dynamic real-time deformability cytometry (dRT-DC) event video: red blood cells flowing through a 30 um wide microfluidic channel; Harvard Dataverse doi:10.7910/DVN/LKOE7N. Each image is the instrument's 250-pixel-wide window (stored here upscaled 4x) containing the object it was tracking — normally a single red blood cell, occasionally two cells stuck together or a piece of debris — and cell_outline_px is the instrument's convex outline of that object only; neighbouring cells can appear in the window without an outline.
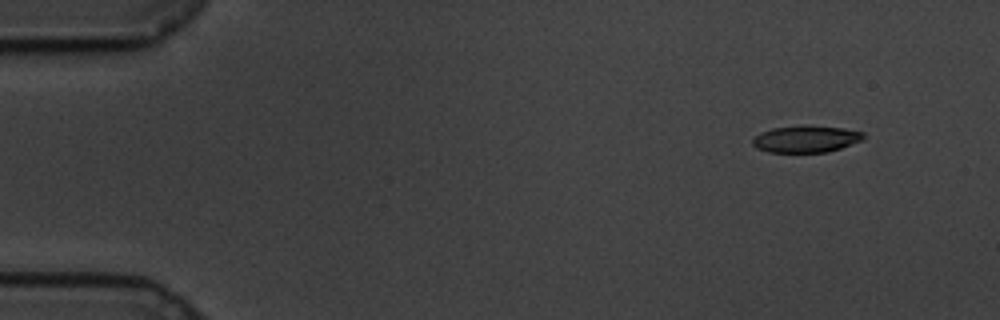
{"species": "common noctule bat (a hibernating species)", "species_latin": "Nyctalus noctula", "temperature_condition": "cold", "stored_images_in_passage": 55, "camera_frame_rate_fps": 3000, "um_per_image_px": 0.085, "animal": {"sex": "male", "body_mass_g": 19.5, "forearm_length_mm": 54.6}, "frame": {"image": 1, "passage_image": 1, "time_ms": 0.0, "image_size_px": [1000, 320], "cell_outline_px": [[864, 140], [828, 152], [768, 152], [756, 148], [752, 144], [752, 140], [760, 132], [772, 128], [804, 124], [844, 128], [864, 132]], "centroid_in_image_um": [68.51, 11.8], "position_along_channel_um": 16.5, "area_um2": 17.63}}
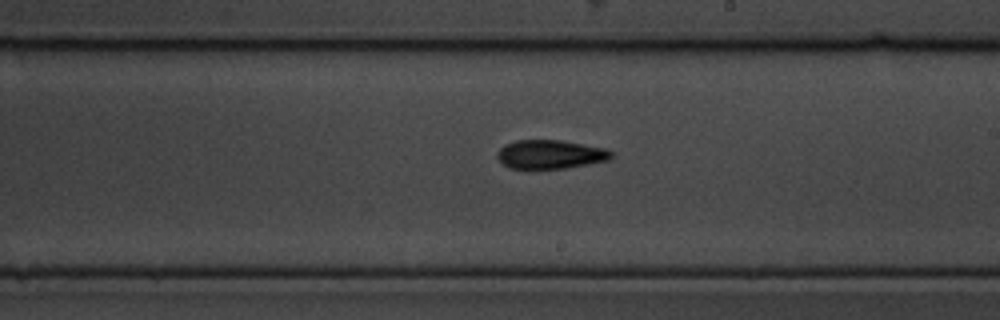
{"frame": {"image": 2, "passage_image": 30, "time_ms": 9.667, "image_size_px": [1000, 320], "cell_outline_px": [[612, 156], [608, 160], [564, 168], [508, 168], [496, 156], [496, 152], [504, 144], [516, 140], [560, 140], [604, 148], [612, 152]], "centroid_in_image_um": [46.72, 13.11], "position_along_channel_um": 242.3, "area_um2": 18.9}}
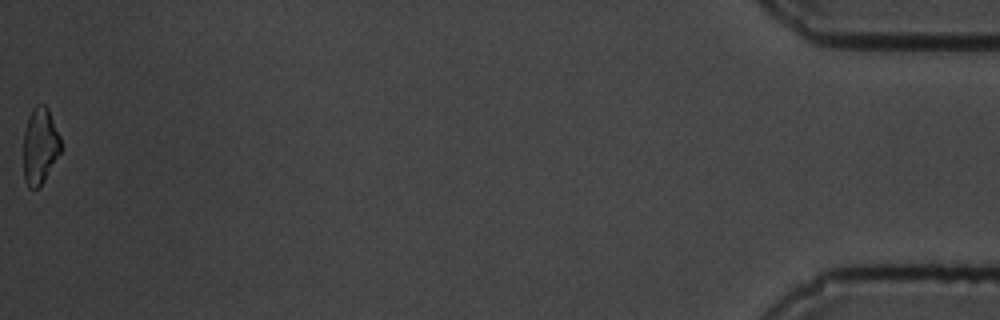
{"frame": {"image": 3, "passage_image": 55, "time_ms": 18.0, "image_size_px": [1000, 320], "cell_outline_px": [[64, 148], [44, 180], [36, 188], [28, 188], [24, 180], [24, 132], [28, 116], [32, 108], [36, 104], [44, 104], [48, 108], [60, 136]], "centroid_in_image_um": [3.42, 12.38], "position_along_channel_um": 431.8, "area_um2": 16.88}, "authors_computed_cell_mechanics": {"area_um2": 18.3804, "velocity_mm_per_s": 3.4162, "shape_relaxation_time_tau1_ms": 3.6857, "shape_relaxation_time_tau2_ms": 7.335, "deformation_change_tau1": 0.1274, "deformation_change_tau2": 0.1333}}